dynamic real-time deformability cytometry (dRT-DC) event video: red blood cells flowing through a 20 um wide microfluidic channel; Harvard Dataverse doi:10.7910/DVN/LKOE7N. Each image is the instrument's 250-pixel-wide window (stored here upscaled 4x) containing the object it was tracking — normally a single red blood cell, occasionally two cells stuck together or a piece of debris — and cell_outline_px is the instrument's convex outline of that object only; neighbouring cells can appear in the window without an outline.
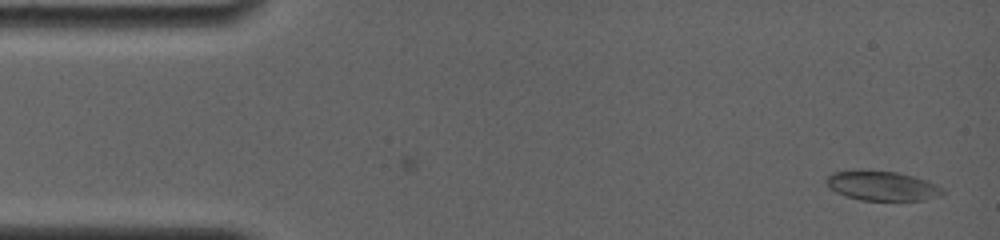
{"species": "common noctule bat (a hibernating species)", "species_latin": "Nyctalus noctula", "temperature_condition": "room temperature", "stored_images_in_passage": 46, "camera_frame_rate_fps": 4000, "um_per_image_px": 0.085, "animal": {"sex": "female", "body_mass_g": 19.0, "forearm_length_mm": 56.7}, "frame": {"image": 1, "passage_image": 2, "time_ms": 0.25, "image_size_px": [1000, 240], "cell_outline_px": [[944, 192], [936, 196], [924, 200], [860, 200], [844, 196], [836, 192], [824, 180], [832, 172], [896, 172], [912, 176], [936, 184], [944, 188]], "centroid_in_image_um": [74.99, 15.83], "position_along_channel_um": 10.0, "area_um2": 19.31}}
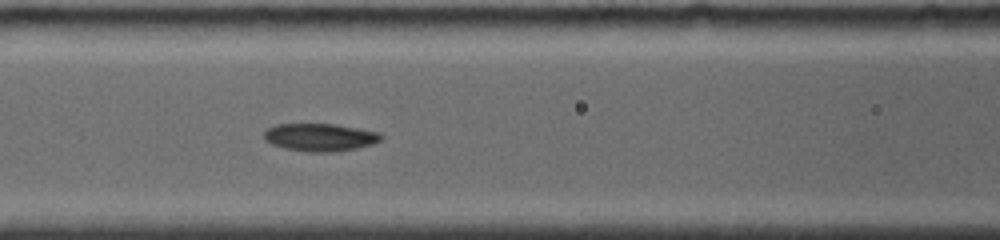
{"frame": {"image": 2, "passage_image": 28, "time_ms": 6.5, "image_size_px": [1000, 240], "cell_outline_px": [[384, 136], [380, 140], [372, 144], [356, 148], [336, 152], [308, 152], [284, 148], [272, 144], [264, 140], [264, 132], [268, 128], [276, 124], [336, 124], [380, 132]], "centroid_in_image_um": [27.21, 11.67], "position_along_channel_um": 139.4, "area_um2": 19.02}}
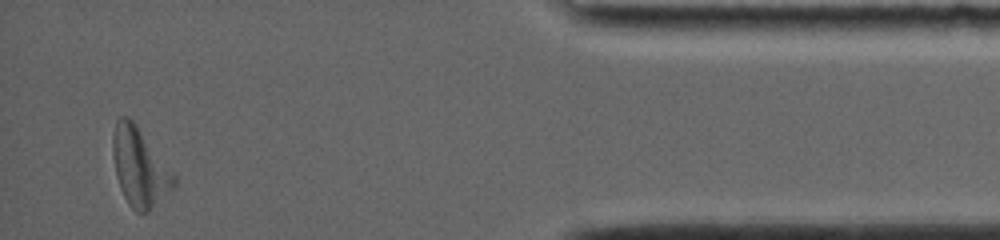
{"frame": {"image": 3, "passage_image": 45, "time_ms": 15.25, "image_size_px": [1000, 240], "cell_outline_px": [[176, 184], [148, 212], [136, 212], [128, 204], [120, 188], [116, 176], [112, 156], [112, 136], [116, 120], [120, 116], [128, 116], [136, 124], [176, 176]], "centroid_in_image_um": [11.83, 14.19], "position_along_channel_um": 423.4, "area_um2": 27.74}, "authors_computed_cell_mechanics": {"area_um2": 19.3052, "velocity_mm_per_s": 3.7952, "shape_relaxation_time_tau1_ms": null, "shape_relaxation_time_tau2_ms": 2.1337, "deformation_change_tau1": null, "deformation_change_tau2": 0.0585}}